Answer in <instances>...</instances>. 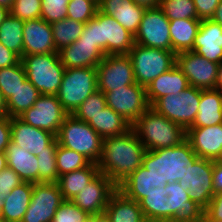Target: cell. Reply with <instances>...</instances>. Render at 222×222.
Instances as JSON below:
<instances>
[{
	"mask_svg": "<svg viewBox=\"0 0 222 222\" xmlns=\"http://www.w3.org/2000/svg\"><path fill=\"white\" fill-rule=\"evenodd\" d=\"M138 203L147 222H199L204 215L178 182L152 188Z\"/></svg>",
	"mask_w": 222,
	"mask_h": 222,
	"instance_id": "1",
	"label": "cell"
},
{
	"mask_svg": "<svg viewBox=\"0 0 222 222\" xmlns=\"http://www.w3.org/2000/svg\"><path fill=\"white\" fill-rule=\"evenodd\" d=\"M146 151L131 128L122 135L103 139L102 153L97 166L100 173L118 186L142 165Z\"/></svg>",
	"mask_w": 222,
	"mask_h": 222,
	"instance_id": "2",
	"label": "cell"
},
{
	"mask_svg": "<svg viewBox=\"0 0 222 222\" xmlns=\"http://www.w3.org/2000/svg\"><path fill=\"white\" fill-rule=\"evenodd\" d=\"M78 41L97 45L106 55L128 54L135 44L134 35L121 26L112 16L98 12L83 28Z\"/></svg>",
	"mask_w": 222,
	"mask_h": 222,
	"instance_id": "3",
	"label": "cell"
},
{
	"mask_svg": "<svg viewBox=\"0 0 222 222\" xmlns=\"http://www.w3.org/2000/svg\"><path fill=\"white\" fill-rule=\"evenodd\" d=\"M146 150L176 147L186 140V130L151 107L131 126Z\"/></svg>",
	"mask_w": 222,
	"mask_h": 222,
	"instance_id": "4",
	"label": "cell"
},
{
	"mask_svg": "<svg viewBox=\"0 0 222 222\" xmlns=\"http://www.w3.org/2000/svg\"><path fill=\"white\" fill-rule=\"evenodd\" d=\"M197 158L190 143L184 140L176 147L147 150L142 166L158 175H165L167 183L180 181L187 171V166Z\"/></svg>",
	"mask_w": 222,
	"mask_h": 222,
	"instance_id": "5",
	"label": "cell"
},
{
	"mask_svg": "<svg viewBox=\"0 0 222 222\" xmlns=\"http://www.w3.org/2000/svg\"><path fill=\"white\" fill-rule=\"evenodd\" d=\"M59 145L82 154L97 164L102 153L103 138L90 125L68 114L56 135Z\"/></svg>",
	"mask_w": 222,
	"mask_h": 222,
	"instance_id": "6",
	"label": "cell"
},
{
	"mask_svg": "<svg viewBox=\"0 0 222 222\" xmlns=\"http://www.w3.org/2000/svg\"><path fill=\"white\" fill-rule=\"evenodd\" d=\"M26 78L43 95H56L65 67L58 53L32 54L21 57Z\"/></svg>",
	"mask_w": 222,
	"mask_h": 222,
	"instance_id": "7",
	"label": "cell"
},
{
	"mask_svg": "<svg viewBox=\"0 0 222 222\" xmlns=\"http://www.w3.org/2000/svg\"><path fill=\"white\" fill-rule=\"evenodd\" d=\"M96 90L97 67L65 68L56 96L63 109L72 114Z\"/></svg>",
	"mask_w": 222,
	"mask_h": 222,
	"instance_id": "8",
	"label": "cell"
},
{
	"mask_svg": "<svg viewBox=\"0 0 222 222\" xmlns=\"http://www.w3.org/2000/svg\"><path fill=\"white\" fill-rule=\"evenodd\" d=\"M128 56L132 61L136 83L145 88L154 79L176 65L175 52L144 47L136 43Z\"/></svg>",
	"mask_w": 222,
	"mask_h": 222,
	"instance_id": "9",
	"label": "cell"
},
{
	"mask_svg": "<svg viewBox=\"0 0 222 222\" xmlns=\"http://www.w3.org/2000/svg\"><path fill=\"white\" fill-rule=\"evenodd\" d=\"M200 98L201 90L189 86L177 95L157 99L150 107L187 130L196 119Z\"/></svg>",
	"mask_w": 222,
	"mask_h": 222,
	"instance_id": "10",
	"label": "cell"
},
{
	"mask_svg": "<svg viewBox=\"0 0 222 222\" xmlns=\"http://www.w3.org/2000/svg\"><path fill=\"white\" fill-rule=\"evenodd\" d=\"M213 160L197 157L186 168L185 176L178 181L183 190L188 191L190 200L205 209L214 195Z\"/></svg>",
	"mask_w": 222,
	"mask_h": 222,
	"instance_id": "11",
	"label": "cell"
},
{
	"mask_svg": "<svg viewBox=\"0 0 222 222\" xmlns=\"http://www.w3.org/2000/svg\"><path fill=\"white\" fill-rule=\"evenodd\" d=\"M107 106L133 125L150 108L146 88L134 83L106 92Z\"/></svg>",
	"mask_w": 222,
	"mask_h": 222,
	"instance_id": "12",
	"label": "cell"
},
{
	"mask_svg": "<svg viewBox=\"0 0 222 222\" xmlns=\"http://www.w3.org/2000/svg\"><path fill=\"white\" fill-rule=\"evenodd\" d=\"M134 39L144 47L171 51L170 20L159 6L145 10Z\"/></svg>",
	"mask_w": 222,
	"mask_h": 222,
	"instance_id": "13",
	"label": "cell"
},
{
	"mask_svg": "<svg viewBox=\"0 0 222 222\" xmlns=\"http://www.w3.org/2000/svg\"><path fill=\"white\" fill-rule=\"evenodd\" d=\"M97 82L98 90L104 94L136 83L128 54L106 55L97 65Z\"/></svg>",
	"mask_w": 222,
	"mask_h": 222,
	"instance_id": "14",
	"label": "cell"
},
{
	"mask_svg": "<svg viewBox=\"0 0 222 222\" xmlns=\"http://www.w3.org/2000/svg\"><path fill=\"white\" fill-rule=\"evenodd\" d=\"M67 115L56 95L41 94L34 105L18 118L28 125L57 135Z\"/></svg>",
	"mask_w": 222,
	"mask_h": 222,
	"instance_id": "15",
	"label": "cell"
},
{
	"mask_svg": "<svg viewBox=\"0 0 222 222\" xmlns=\"http://www.w3.org/2000/svg\"><path fill=\"white\" fill-rule=\"evenodd\" d=\"M63 201L57 182L33 183L31 201L22 222H51Z\"/></svg>",
	"mask_w": 222,
	"mask_h": 222,
	"instance_id": "16",
	"label": "cell"
},
{
	"mask_svg": "<svg viewBox=\"0 0 222 222\" xmlns=\"http://www.w3.org/2000/svg\"><path fill=\"white\" fill-rule=\"evenodd\" d=\"M176 65L187 77L190 86L200 90L215 89L218 63L194 51H184L176 54Z\"/></svg>",
	"mask_w": 222,
	"mask_h": 222,
	"instance_id": "17",
	"label": "cell"
},
{
	"mask_svg": "<svg viewBox=\"0 0 222 222\" xmlns=\"http://www.w3.org/2000/svg\"><path fill=\"white\" fill-rule=\"evenodd\" d=\"M11 139L17 146L38 156L42 152H56L58 141L51 132L24 123L11 117Z\"/></svg>",
	"mask_w": 222,
	"mask_h": 222,
	"instance_id": "18",
	"label": "cell"
},
{
	"mask_svg": "<svg viewBox=\"0 0 222 222\" xmlns=\"http://www.w3.org/2000/svg\"><path fill=\"white\" fill-rule=\"evenodd\" d=\"M116 191L117 185L106 175L99 173L71 201L89 215H101Z\"/></svg>",
	"mask_w": 222,
	"mask_h": 222,
	"instance_id": "19",
	"label": "cell"
},
{
	"mask_svg": "<svg viewBox=\"0 0 222 222\" xmlns=\"http://www.w3.org/2000/svg\"><path fill=\"white\" fill-rule=\"evenodd\" d=\"M186 140L197 157L218 161L222 156V123L210 127L188 128Z\"/></svg>",
	"mask_w": 222,
	"mask_h": 222,
	"instance_id": "20",
	"label": "cell"
},
{
	"mask_svg": "<svg viewBox=\"0 0 222 222\" xmlns=\"http://www.w3.org/2000/svg\"><path fill=\"white\" fill-rule=\"evenodd\" d=\"M23 56L58 53L51 25L42 18L27 20L23 26Z\"/></svg>",
	"mask_w": 222,
	"mask_h": 222,
	"instance_id": "21",
	"label": "cell"
},
{
	"mask_svg": "<svg viewBox=\"0 0 222 222\" xmlns=\"http://www.w3.org/2000/svg\"><path fill=\"white\" fill-rule=\"evenodd\" d=\"M192 51L211 62L220 64L222 62L221 25L212 19L201 20Z\"/></svg>",
	"mask_w": 222,
	"mask_h": 222,
	"instance_id": "22",
	"label": "cell"
},
{
	"mask_svg": "<svg viewBox=\"0 0 222 222\" xmlns=\"http://www.w3.org/2000/svg\"><path fill=\"white\" fill-rule=\"evenodd\" d=\"M65 68L97 67L106 54L94 43L75 41L58 51Z\"/></svg>",
	"mask_w": 222,
	"mask_h": 222,
	"instance_id": "23",
	"label": "cell"
},
{
	"mask_svg": "<svg viewBox=\"0 0 222 222\" xmlns=\"http://www.w3.org/2000/svg\"><path fill=\"white\" fill-rule=\"evenodd\" d=\"M167 179L165 175H158L155 172L148 171L142 165L118 186L125 197L139 202L146 197V194L155 187L165 186Z\"/></svg>",
	"mask_w": 222,
	"mask_h": 222,
	"instance_id": "24",
	"label": "cell"
},
{
	"mask_svg": "<svg viewBox=\"0 0 222 222\" xmlns=\"http://www.w3.org/2000/svg\"><path fill=\"white\" fill-rule=\"evenodd\" d=\"M145 8L133 0H101L99 11L112 16L121 26L135 36L143 18Z\"/></svg>",
	"mask_w": 222,
	"mask_h": 222,
	"instance_id": "25",
	"label": "cell"
},
{
	"mask_svg": "<svg viewBox=\"0 0 222 222\" xmlns=\"http://www.w3.org/2000/svg\"><path fill=\"white\" fill-rule=\"evenodd\" d=\"M190 86L187 77L175 65L154 79L146 87L147 99L150 106L159 98L169 94L177 95Z\"/></svg>",
	"mask_w": 222,
	"mask_h": 222,
	"instance_id": "26",
	"label": "cell"
},
{
	"mask_svg": "<svg viewBox=\"0 0 222 222\" xmlns=\"http://www.w3.org/2000/svg\"><path fill=\"white\" fill-rule=\"evenodd\" d=\"M7 167L14 170L23 182L39 183L37 156L10 141L5 151Z\"/></svg>",
	"mask_w": 222,
	"mask_h": 222,
	"instance_id": "27",
	"label": "cell"
},
{
	"mask_svg": "<svg viewBox=\"0 0 222 222\" xmlns=\"http://www.w3.org/2000/svg\"><path fill=\"white\" fill-rule=\"evenodd\" d=\"M33 183L22 182L6 196L1 218L6 222H22L32 197Z\"/></svg>",
	"mask_w": 222,
	"mask_h": 222,
	"instance_id": "28",
	"label": "cell"
},
{
	"mask_svg": "<svg viewBox=\"0 0 222 222\" xmlns=\"http://www.w3.org/2000/svg\"><path fill=\"white\" fill-rule=\"evenodd\" d=\"M222 123V93L215 89L201 90L198 113L189 128L210 127Z\"/></svg>",
	"mask_w": 222,
	"mask_h": 222,
	"instance_id": "29",
	"label": "cell"
},
{
	"mask_svg": "<svg viewBox=\"0 0 222 222\" xmlns=\"http://www.w3.org/2000/svg\"><path fill=\"white\" fill-rule=\"evenodd\" d=\"M104 213L110 222H147L139 203L125 197L119 190L111 196Z\"/></svg>",
	"mask_w": 222,
	"mask_h": 222,
	"instance_id": "30",
	"label": "cell"
},
{
	"mask_svg": "<svg viewBox=\"0 0 222 222\" xmlns=\"http://www.w3.org/2000/svg\"><path fill=\"white\" fill-rule=\"evenodd\" d=\"M100 173L95 163L59 176L58 185L64 200H72L84 187Z\"/></svg>",
	"mask_w": 222,
	"mask_h": 222,
	"instance_id": "31",
	"label": "cell"
},
{
	"mask_svg": "<svg viewBox=\"0 0 222 222\" xmlns=\"http://www.w3.org/2000/svg\"><path fill=\"white\" fill-rule=\"evenodd\" d=\"M200 24V19L170 20L171 51L176 54L192 51Z\"/></svg>",
	"mask_w": 222,
	"mask_h": 222,
	"instance_id": "32",
	"label": "cell"
},
{
	"mask_svg": "<svg viewBox=\"0 0 222 222\" xmlns=\"http://www.w3.org/2000/svg\"><path fill=\"white\" fill-rule=\"evenodd\" d=\"M88 124L103 139L122 135L131 129L132 126L120 114H117L108 106L95 115Z\"/></svg>",
	"mask_w": 222,
	"mask_h": 222,
	"instance_id": "33",
	"label": "cell"
},
{
	"mask_svg": "<svg viewBox=\"0 0 222 222\" xmlns=\"http://www.w3.org/2000/svg\"><path fill=\"white\" fill-rule=\"evenodd\" d=\"M40 92L26 79L6 100L7 116L18 117L34 105Z\"/></svg>",
	"mask_w": 222,
	"mask_h": 222,
	"instance_id": "34",
	"label": "cell"
},
{
	"mask_svg": "<svg viewBox=\"0 0 222 222\" xmlns=\"http://www.w3.org/2000/svg\"><path fill=\"white\" fill-rule=\"evenodd\" d=\"M24 22L9 14L0 25V43L20 58L23 56Z\"/></svg>",
	"mask_w": 222,
	"mask_h": 222,
	"instance_id": "35",
	"label": "cell"
},
{
	"mask_svg": "<svg viewBox=\"0 0 222 222\" xmlns=\"http://www.w3.org/2000/svg\"><path fill=\"white\" fill-rule=\"evenodd\" d=\"M50 25L56 50L59 51L77 41L83 32L85 23L75 21L71 18H64Z\"/></svg>",
	"mask_w": 222,
	"mask_h": 222,
	"instance_id": "36",
	"label": "cell"
},
{
	"mask_svg": "<svg viewBox=\"0 0 222 222\" xmlns=\"http://www.w3.org/2000/svg\"><path fill=\"white\" fill-rule=\"evenodd\" d=\"M58 176L87 167L91 162L82 154L58 144L56 149Z\"/></svg>",
	"mask_w": 222,
	"mask_h": 222,
	"instance_id": "37",
	"label": "cell"
},
{
	"mask_svg": "<svg viewBox=\"0 0 222 222\" xmlns=\"http://www.w3.org/2000/svg\"><path fill=\"white\" fill-rule=\"evenodd\" d=\"M25 68L21 60L7 68L0 69V91L7 100L13 92L26 80Z\"/></svg>",
	"mask_w": 222,
	"mask_h": 222,
	"instance_id": "38",
	"label": "cell"
},
{
	"mask_svg": "<svg viewBox=\"0 0 222 222\" xmlns=\"http://www.w3.org/2000/svg\"><path fill=\"white\" fill-rule=\"evenodd\" d=\"M159 7L169 20L198 19L193 0H160Z\"/></svg>",
	"mask_w": 222,
	"mask_h": 222,
	"instance_id": "39",
	"label": "cell"
},
{
	"mask_svg": "<svg viewBox=\"0 0 222 222\" xmlns=\"http://www.w3.org/2000/svg\"><path fill=\"white\" fill-rule=\"evenodd\" d=\"M107 107L105 94L96 90L72 113L74 117L88 123L95 115Z\"/></svg>",
	"mask_w": 222,
	"mask_h": 222,
	"instance_id": "40",
	"label": "cell"
},
{
	"mask_svg": "<svg viewBox=\"0 0 222 222\" xmlns=\"http://www.w3.org/2000/svg\"><path fill=\"white\" fill-rule=\"evenodd\" d=\"M67 8V18L83 23L94 18L99 10V6L91 0H70Z\"/></svg>",
	"mask_w": 222,
	"mask_h": 222,
	"instance_id": "41",
	"label": "cell"
},
{
	"mask_svg": "<svg viewBox=\"0 0 222 222\" xmlns=\"http://www.w3.org/2000/svg\"><path fill=\"white\" fill-rule=\"evenodd\" d=\"M39 183L58 182L56 152H42L37 156Z\"/></svg>",
	"mask_w": 222,
	"mask_h": 222,
	"instance_id": "42",
	"label": "cell"
},
{
	"mask_svg": "<svg viewBox=\"0 0 222 222\" xmlns=\"http://www.w3.org/2000/svg\"><path fill=\"white\" fill-rule=\"evenodd\" d=\"M70 0H41V18L49 24L67 18Z\"/></svg>",
	"mask_w": 222,
	"mask_h": 222,
	"instance_id": "43",
	"label": "cell"
},
{
	"mask_svg": "<svg viewBox=\"0 0 222 222\" xmlns=\"http://www.w3.org/2000/svg\"><path fill=\"white\" fill-rule=\"evenodd\" d=\"M41 0H14L10 14L27 21L41 18Z\"/></svg>",
	"mask_w": 222,
	"mask_h": 222,
	"instance_id": "44",
	"label": "cell"
},
{
	"mask_svg": "<svg viewBox=\"0 0 222 222\" xmlns=\"http://www.w3.org/2000/svg\"><path fill=\"white\" fill-rule=\"evenodd\" d=\"M89 214L81 210L71 200H64L51 222H83Z\"/></svg>",
	"mask_w": 222,
	"mask_h": 222,
	"instance_id": "45",
	"label": "cell"
},
{
	"mask_svg": "<svg viewBox=\"0 0 222 222\" xmlns=\"http://www.w3.org/2000/svg\"><path fill=\"white\" fill-rule=\"evenodd\" d=\"M22 182L19 175L10 167L2 170L0 172V201L4 202L6 196Z\"/></svg>",
	"mask_w": 222,
	"mask_h": 222,
	"instance_id": "46",
	"label": "cell"
},
{
	"mask_svg": "<svg viewBox=\"0 0 222 222\" xmlns=\"http://www.w3.org/2000/svg\"><path fill=\"white\" fill-rule=\"evenodd\" d=\"M198 19H211L221 0H193Z\"/></svg>",
	"mask_w": 222,
	"mask_h": 222,
	"instance_id": "47",
	"label": "cell"
},
{
	"mask_svg": "<svg viewBox=\"0 0 222 222\" xmlns=\"http://www.w3.org/2000/svg\"><path fill=\"white\" fill-rule=\"evenodd\" d=\"M204 215L208 219L222 221V193L213 195L210 203L204 209Z\"/></svg>",
	"mask_w": 222,
	"mask_h": 222,
	"instance_id": "48",
	"label": "cell"
},
{
	"mask_svg": "<svg viewBox=\"0 0 222 222\" xmlns=\"http://www.w3.org/2000/svg\"><path fill=\"white\" fill-rule=\"evenodd\" d=\"M11 135V117L0 118V153H5L7 146L9 145Z\"/></svg>",
	"mask_w": 222,
	"mask_h": 222,
	"instance_id": "49",
	"label": "cell"
},
{
	"mask_svg": "<svg viewBox=\"0 0 222 222\" xmlns=\"http://www.w3.org/2000/svg\"><path fill=\"white\" fill-rule=\"evenodd\" d=\"M21 58L14 53L12 50L7 49L3 44L0 43V69L11 67L17 64Z\"/></svg>",
	"mask_w": 222,
	"mask_h": 222,
	"instance_id": "50",
	"label": "cell"
},
{
	"mask_svg": "<svg viewBox=\"0 0 222 222\" xmlns=\"http://www.w3.org/2000/svg\"><path fill=\"white\" fill-rule=\"evenodd\" d=\"M212 179L214 195L222 193V164L219 161L213 163Z\"/></svg>",
	"mask_w": 222,
	"mask_h": 222,
	"instance_id": "51",
	"label": "cell"
},
{
	"mask_svg": "<svg viewBox=\"0 0 222 222\" xmlns=\"http://www.w3.org/2000/svg\"><path fill=\"white\" fill-rule=\"evenodd\" d=\"M135 4L148 8H156L160 5V0H133Z\"/></svg>",
	"mask_w": 222,
	"mask_h": 222,
	"instance_id": "52",
	"label": "cell"
},
{
	"mask_svg": "<svg viewBox=\"0 0 222 222\" xmlns=\"http://www.w3.org/2000/svg\"><path fill=\"white\" fill-rule=\"evenodd\" d=\"M215 90L222 93V62L218 65Z\"/></svg>",
	"mask_w": 222,
	"mask_h": 222,
	"instance_id": "53",
	"label": "cell"
},
{
	"mask_svg": "<svg viewBox=\"0 0 222 222\" xmlns=\"http://www.w3.org/2000/svg\"><path fill=\"white\" fill-rule=\"evenodd\" d=\"M213 21L219 23L222 27V0L217 6L213 17L211 18Z\"/></svg>",
	"mask_w": 222,
	"mask_h": 222,
	"instance_id": "54",
	"label": "cell"
},
{
	"mask_svg": "<svg viewBox=\"0 0 222 222\" xmlns=\"http://www.w3.org/2000/svg\"><path fill=\"white\" fill-rule=\"evenodd\" d=\"M7 116L6 99L0 91V118Z\"/></svg>",
	"mask_w": 222,
	"mask_h": 222,
	"instance_id": "55",
	"label": "cell"
},
{
	"mask_svg": "<svg viewBox=\"0 0 222 222\" xmlns=\"http://www.w3.org/2000/svg\"><path fill=\"white\" fill-rule=\"evenodd\" d=\"M9 14L10 11L8 9L0 6V25L4 21V19L9 16Z\"/></svg>",
	"mask_w": 222,
	"mask_h": 222,
	"instance_id": "56",
	"label": "cell"
},
{
	"mask_svg": "<svg viewBox=\"0 0 222 222\" xmlns=\"http://www.w3.org/2000/svg\"><path fill=\"white\" fill-rule=\"evenodd\" d=\"M14 0H0V6L8 9L9 11L12 9V5Z\"/></svg>",
	"mask_w": 222,
	"mask_h": 222,
	"instance_id": "57",
	"label": "cell"
},
{
	"mask_svg": "<svg viewBox=\"0 0 222 222\" xmlns=\"http://www.w3.org/2000/svg\"><path fill=\"white\" fill-rule=\"evenodd\" d=\"M7 167V159L5 153H0V172Z\"/></svg>",
	"mask_w": 222,
	"mask_h": 222,
	"instance_id": "58",
	"label": "cell"
},
{
	"mask_svg": "<svg viewBox=\"0 0 222 222\" xmlns=\"http://www.w3.org/2000/svg\"><path fill=\"white\" fill-rule=\"evenodd\" d=\"M94 222H110V219L105 215V213L101 215H94Z\"/></svg>",
	"mask_w": 222,
	"mask_h": 222,
	"instance_id": "59",
	"label": "cell"
},
{
	"mask_svg": "<svg viewBox=\"0 0 222 222\" xmlns=\"http://www.w3.org/2000/svg\"><path fill=\"white\" fill-rule=\"evenodd\" d=\"M199 222H222L217 220L208 219L205 215H203L202 219Z\"/></svg>",
	"mask_w": 222,
	"mask_h": 222,
	"instance_id": "60",
	"label": "cell"
},
{
	"mask_svg": "<svg viewBox=\"0 0 222 222\" xmlns=\"http://www.w3.org/2000/svg\"><path fill=\"white\" fill-rule=\"evenodd\" d=\"M83 222H94V215H89Z\"/></svg>",
	"mask_w": 222,
	"mask_h": 222,
	"instance_id": "61",
	"label": "cell"
},
{
	"mask_svg": "<svg viewBox=\"0 0 222 222\" xmlns=\"http://www.w3.org/2000/svg\"><path fill=\"white\" fill-rule=\"evenodd\" d=\"M2 206H3V202L0 201V217H1V213H2Z\"/></svg>",
	"mask_w": 222,
	"mask_h": 222,
	"instance_id": "62",
	"label": "cell"
},
{
	"mask_svg": "<svg viewBox=\"0 0 222 222\" xmlns=\"http://www.w3.org/2000/svg\"><path fill=\"white\" fill-rule=\"evenodd\" d=\"M91 1L95 2L99 6L101 0H91Z\"/></svg>",
	"mask_w": 222,
	"mask_h": 222,
	"instance_id": "63",
	"label": "cell"
},
{
	"mask_svg": "<svg viewBox=\"0 0 222 222\" xmlns=\"http://www.w3.org/2000/svg\"><path fill=\"white\" fill-rule=\"evenodd\" d=\"M0 222H6L3 218L0 217Z\"/></svg>",
	"mask_w": 222,
	"mask_h": 222,
	"instance_id": "64",
	"label": "cell"
},
{
	"mask_svg": "<svg viewBox=\"0 0 222 222\" xmlns=\"http://www.w3.org/2000/svg\"><path fill=\"white\" fill-rule=\"evenodd\" d=\"M218 161L222 164V156H221V158Z\"/></svg>",
	"mask_w": 222,
	"mask_h": 222,
	"instance_id": "65",
	"label": "cell"
}]
</instances>
